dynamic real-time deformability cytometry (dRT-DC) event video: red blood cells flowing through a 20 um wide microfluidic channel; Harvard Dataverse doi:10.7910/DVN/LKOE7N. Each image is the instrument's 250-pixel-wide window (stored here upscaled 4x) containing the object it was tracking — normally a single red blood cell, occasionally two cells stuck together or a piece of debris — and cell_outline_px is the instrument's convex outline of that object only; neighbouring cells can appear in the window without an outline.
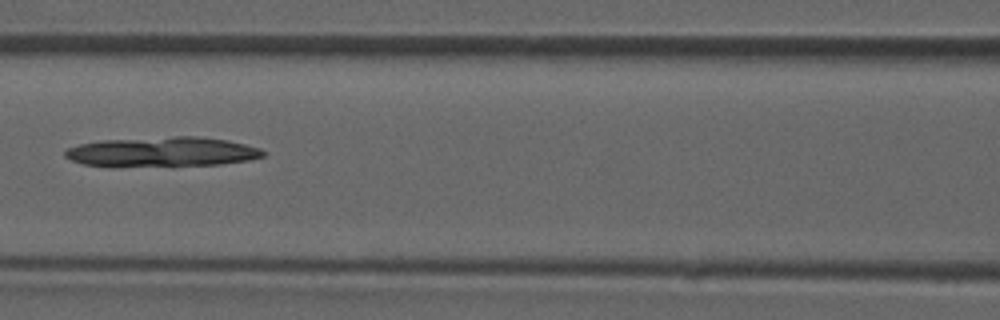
{"species": "common noctule bat (a hibernating species)", "species_latin": "Nyctalus noctula", "temperature_condition": "room temperature", "stored_images_in_passage": 6, "camera_frame_rate_fps": 3000, "um_per_image_px": 0.085, "animal": {"sex": "male", "forearm_length_mm": 52.5}, "frame": {"image": 1, "passage_image": 6, "time_ms": 1.667, "image_size_px": [1000, 320], "cell_outline_px": [[264, 156], [248, 160], [220, 164], [108, 168], [84, 164], [72, 160], [64, 156], [64, 152], [68, 148], [80, 144], [104, 140], [176, 136], [196, 136], [228, 140], [260, 148], [264, 152]], "centroid_in_image_um": [13.74, 12.93], "position_along_channel_um": 152.9, "area_um2": 34.74}}